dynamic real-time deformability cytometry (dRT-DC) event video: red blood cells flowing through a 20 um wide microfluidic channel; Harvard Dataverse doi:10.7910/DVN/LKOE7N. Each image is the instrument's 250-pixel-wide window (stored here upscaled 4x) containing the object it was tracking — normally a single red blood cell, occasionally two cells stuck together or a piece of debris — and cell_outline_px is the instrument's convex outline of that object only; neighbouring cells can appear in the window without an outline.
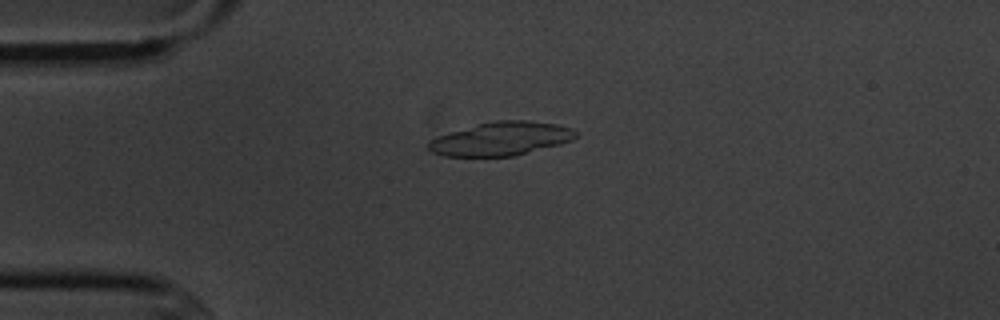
{"species": "common noctule bat (a hibernating species)", "species_latin": "Nyctalus noctula", "temperature_condition": "cold", "stored_images_in_passage": 6, "camera_frame_rate_fps": 3000, "um_per_image_px": 0.085, "animal": {"sex": "male", "body_mass_g": 20.1, "forearm_length_mm": 53.5}, "frame": {"image": 1, "passage_image": 6, "time_ms": 6.667, "image_size_px": [1000, 320], "cell_outline_px": [[576, 136], [572, 140], [560, 144], [512, 156], [444, 156], [432, 152], [428, 148], [428, 140], [436, 136], [480, 124], [496, 120], [524, 120], [556, 124], [572, 128], [576, 132]], "centroid_in_image_um": [42.57, 11.8], "position_along_channel_um": 42.4, "area_um2": 28.44}}